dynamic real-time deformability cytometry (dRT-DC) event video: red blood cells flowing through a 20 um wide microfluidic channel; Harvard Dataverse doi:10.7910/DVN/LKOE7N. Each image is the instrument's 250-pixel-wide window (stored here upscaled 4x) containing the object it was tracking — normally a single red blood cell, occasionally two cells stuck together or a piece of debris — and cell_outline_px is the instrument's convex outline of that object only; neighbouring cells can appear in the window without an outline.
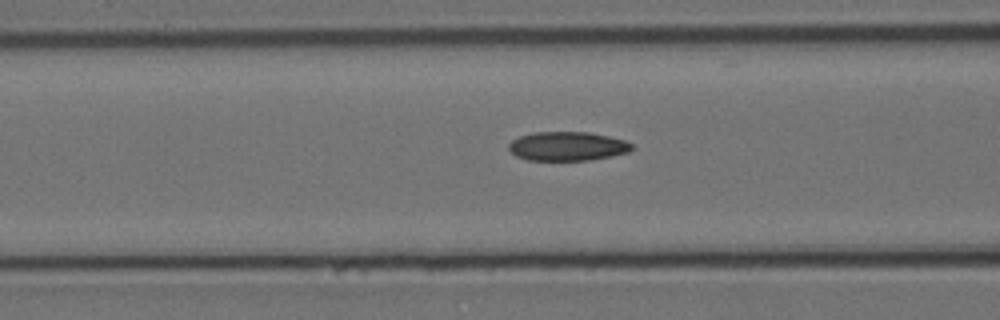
{"species": "Egyptian fruit bat (a non-hibernating species)", "species_latin": "Rousettus aegyptiacus", "temperature_condition": "cold", "stored_images_in_passage": 42, "camera_frame_rate_fps": 3000, "um_per_image_px": 0.085, "animal": {"sex": "female"}, "frame": {"image": 1, "passage_image": 19, "time_ms": 6.0, "image_size_px": [1000, 320], "cell_outline_px": [[632, 148], [628, 152], [612, 156], [592, 160], [528, 160], [516, 156], [508, 148], [508, 144], [512, 140], [520, 136], [536, 132], [588, 132], [608, 136], [624, 140], [632, 144]], "centroid_in_image_um": [48.22, 12.43], "position_along_channel_um": 118.4, "area_um2": 20.75}}
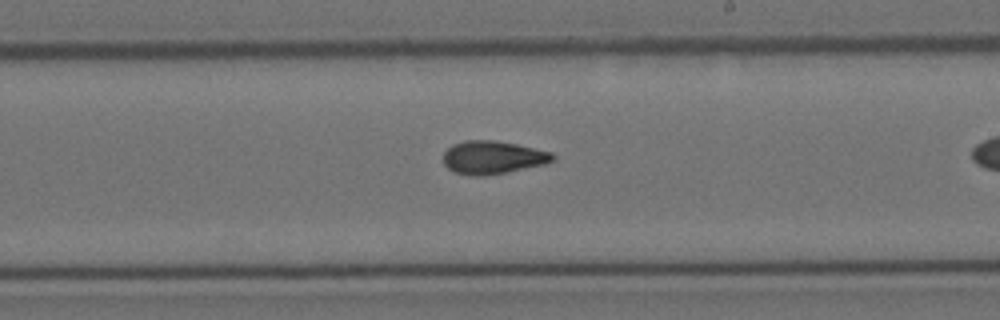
{"frame": {"image": 2, "passage_image": 30, "time_ms": 9.667, "image_size_px": [1000, 320], "cell_outline_px": [[556, 160], [544, 164], [508, 172], [484, 176], [472, 176], [456, 172], [448, 168], [444, 164], [444, 152], [452, 144], [464, 140], [496, 140], [516, 144], [552, 152], [556, 156]], "centroid_in_image_um": [41.9, 13.38], "position_along_channel_um": 247.1, "area_um2": 21.21}}
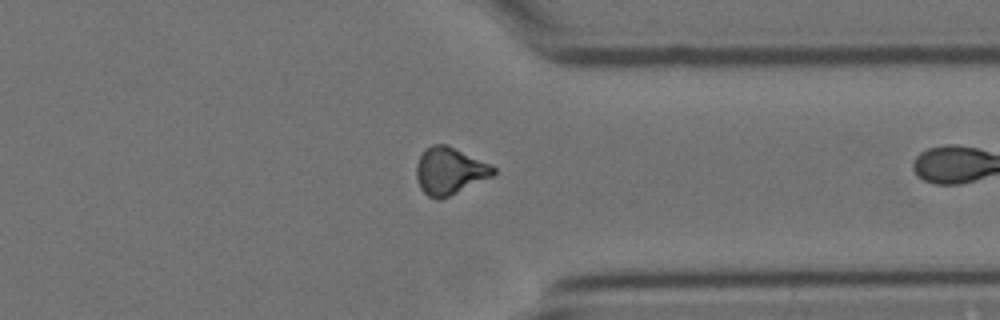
{"frame": {"image": 3, "passage_image": 41, "time_ms": 13.333, "image_size_px": [1000, 320], "cell_outline_px": [[496, 172], [492, 176], [440, 200], [436, 200], [428, 196], [420, 188], [416, 176], [416, 164], [424, 148], [432, 144], [448, 144], [496, 168]], "centroid_in_image_um": [38.17, 14.52], "position_along_channel_um": 373.2, "area_um2": 21.04}}